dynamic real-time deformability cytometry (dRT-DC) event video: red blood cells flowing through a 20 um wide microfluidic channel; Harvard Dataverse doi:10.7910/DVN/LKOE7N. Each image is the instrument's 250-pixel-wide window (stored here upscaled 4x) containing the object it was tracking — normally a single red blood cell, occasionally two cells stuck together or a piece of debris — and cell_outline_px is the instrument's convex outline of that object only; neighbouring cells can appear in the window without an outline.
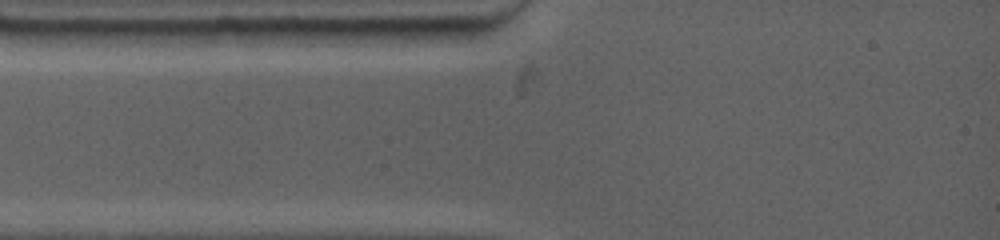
{"species": "common noctule bat (a hibernating species)", "species_latin": "Nyctalus noctula", "temperature_condition": "warm", "stored_images_in_passage": 2, "camera_frame_rate_fps": 4500, "um_per_image_px": 0.085, "animal": {"sex": "female", "body_mass_g": 19.0, "forearm_length_mm": 53.3}, "frame": {"image": 1, "passage_image": 1, "time_ms": 0.0, "image_size_px": [1000, 240], "cell_outline_px": [[332, 28], [328, 44], [308, 48], [208, 44], [196, 32], [220, 28]], "centroid_in_image_um": [22.8, 3.14], "position_along_channel_um": 62.2, "area_um2": 16.36}}